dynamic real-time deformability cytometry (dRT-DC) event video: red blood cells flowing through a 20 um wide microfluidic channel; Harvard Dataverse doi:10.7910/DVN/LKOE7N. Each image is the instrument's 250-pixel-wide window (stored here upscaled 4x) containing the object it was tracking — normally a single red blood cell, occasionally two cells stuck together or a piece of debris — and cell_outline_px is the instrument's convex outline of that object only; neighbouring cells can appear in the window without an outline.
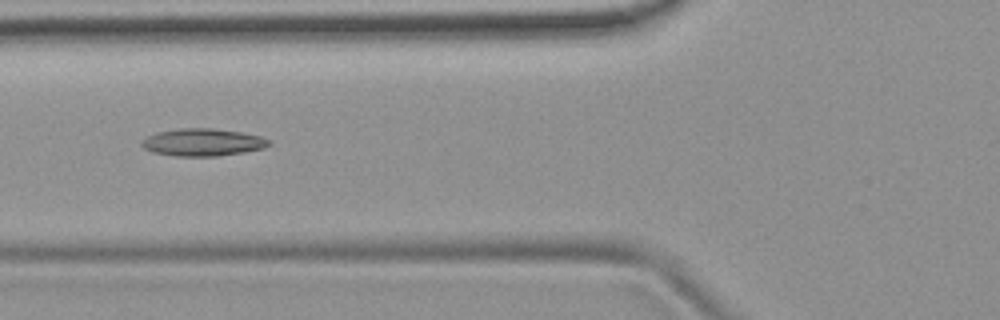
{"species": "common noctule bat (a hibernating species)", "species_latin": "Nyctalus noctula", "temperature_condition": "room temperature", "stored_images_in_passage": 6, "camera_frame_rate_fps": 3000, "um_per_image_px": 0.085, "animal": {"sex": "female", "body_mass_g": 19.9}, "frame": {"image": 1, "passage_image": 5, "time_ms": 4.667, "image_size_px": [1000, 320], "cell_outline_px": [[272, 144], [264, 148], [244, 152], [216, 156], [176, 156], [152, 152], [144, 148], [140, 144], [148, 136], [156, 132], [180, 128], [212, 128], [240, 132], [260, 136], [272, 140]], "centroid_in_image_um": [17.26, 12.09], "position_along_channel_um": 108.5, "area_um2": 20.35}}
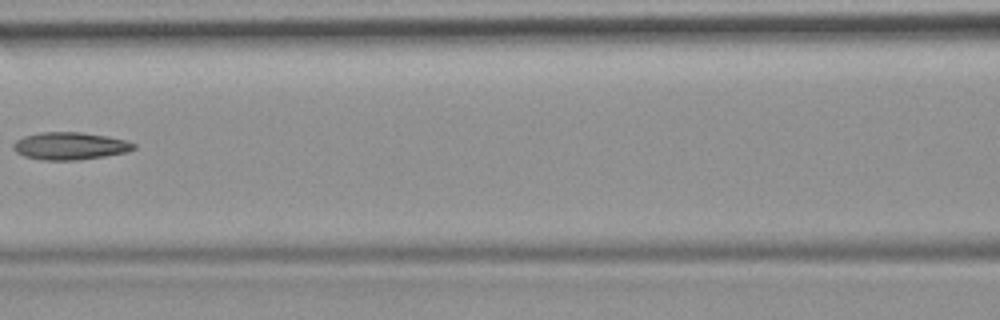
{"frame": {"image": 2, "passage_image": 6, "time_ms": 6.0, "image_size_px": [1000, 320], "cell_outline_px": [[136, 148], [128, 152], [104, 156], [76, 160], [44, 160], [24, 156], [16, 152], [12, 148], [12, 144], [16, 140], [24, 136], [40, 132], [80, 132], [108, 136], [124, 140], [136, 144]], "centroid_in_image_um": [5.94, 12.4], "position_along_channel_um": 160.7, "area_um2": 19.31}}